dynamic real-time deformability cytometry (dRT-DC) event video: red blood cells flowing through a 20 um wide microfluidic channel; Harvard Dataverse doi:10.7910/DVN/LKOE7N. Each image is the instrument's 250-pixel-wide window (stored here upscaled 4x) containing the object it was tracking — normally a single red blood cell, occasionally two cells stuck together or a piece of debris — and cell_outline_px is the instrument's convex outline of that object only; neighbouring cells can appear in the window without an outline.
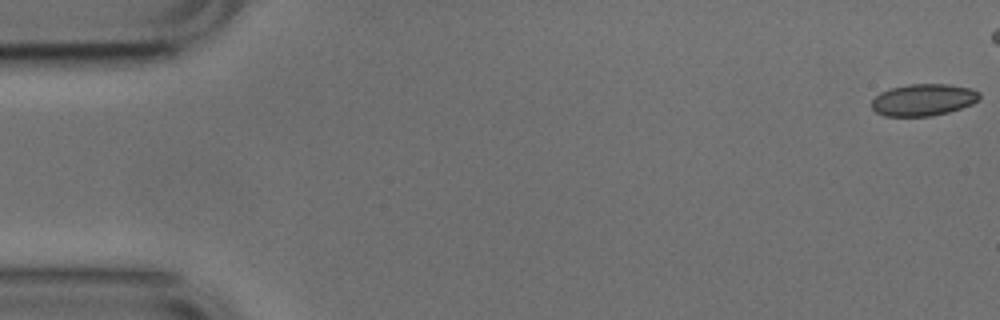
{"species": "common noctule bat (a hibernating species)", "species_latin": "Nyctalus noctula", "temperature_condition": "cold", "stored_images_in_passage": 44, "camera_frame_rate_fps": 3000, "um_per_image_px": 0.085, "animal": {"sex": "male", "body_mass_g": 17.9, "forearm_length_mm": 54.2}, "frame": {"image": 1, "passage_image": 1, "time_ms": 0.0, "image_size_px": [1000, 320], "cell_outline_px": [[980, 96], [972, 104], [948, 112], [932, 116], [884, 116], [876, 112], [872, 108], [872, 100], [880, 92], [892, 88], [908, 84], [948, 84], [972, 88], [980, 92]], "centroid_in_image_um": [78.48, 8.48], "position_along_channel_um": 6.5, "area_um2": 20.0}}
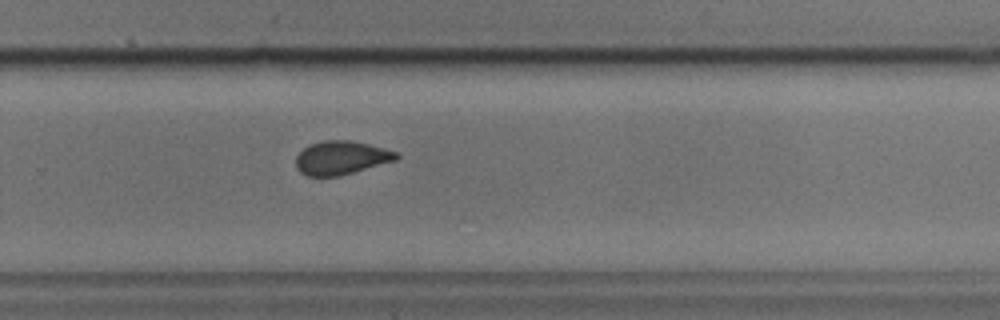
{"frame": {"image": 2, "passage_image": 35, "time_ms": 11.333, "image_size_px": [1000, 320], "cell_outline_px": [[400, 156], [396, 160], [340, 176], [308, 176], [300, 172], [296, 168], [296, 156], [304, 148], [312, 144], [324, 140], [348, 140], [368, 144], [384, 148], [396, 152]], "centroid_in_image_um": [28.99, 13.42], "position_along_channel_um": 300.8, "area_um2": 19.54}}
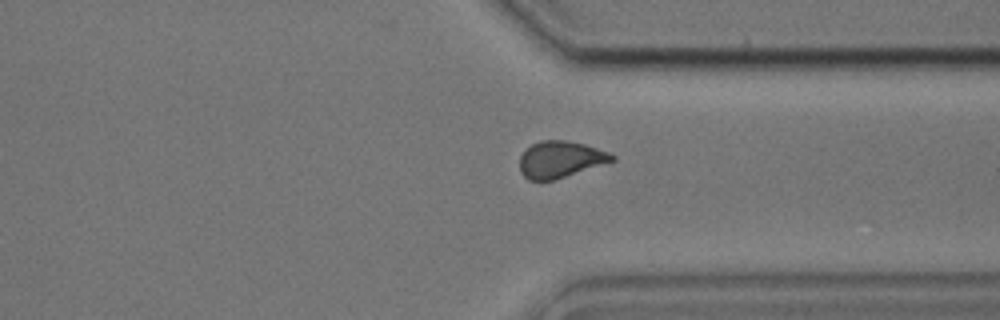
{"frame": {"image": 3, "passage_image": 40, "time_ms": 13.0, "image_size_px": [1000, 320], "cell_outline_px": [[616, 160], [552, 180], [528, 180], [520, 172], [520, 156], [532, 144], [540, 140], [564, 140], [584, 144], [608, 152], [616, 156]], "centroid_in_image_um": [47.62, 13.54], "position_along_channel_um": 363.8, "area_um2": 19.42}}